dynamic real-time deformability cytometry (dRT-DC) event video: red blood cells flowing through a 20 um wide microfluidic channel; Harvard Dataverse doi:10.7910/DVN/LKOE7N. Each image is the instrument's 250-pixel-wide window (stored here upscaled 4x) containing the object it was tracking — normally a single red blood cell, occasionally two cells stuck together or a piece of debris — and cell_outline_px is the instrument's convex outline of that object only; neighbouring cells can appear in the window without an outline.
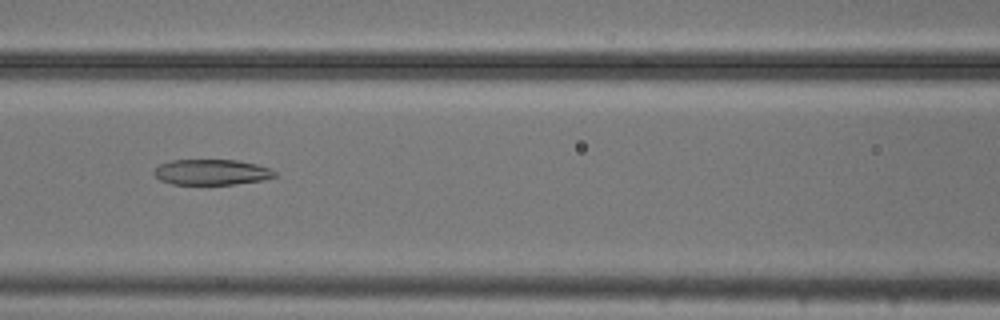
{"species": "common noctule bat (a hibernating species)", "species_latin": "Nyctalus noctula", "temperature_condition": "cold", "stored_images_in_passage": 53, "camera_frame_rate_fps": 3000, "um_per_image_px": 0.085, "animal": {"sex": "male", "body_mass_g": 20.5, "forearm_length_mm": 52.5}, "frame": {"image": 1, "passage_image": 23, "time_ms": 7.333, "image_size_px": [1000, 320], "cell_outline_px": [[276, 176], [264, 180], [236, 184], [172, 184], [160, 180], [152, 172], [160, 164], [172, 160], [240, 160], [256, 164], [268, 168], [276, 172]], "centroid_in_image_um": [17.99, 14.63], "position_along_channel_um": 148.6, "area_um2": 17.98}}
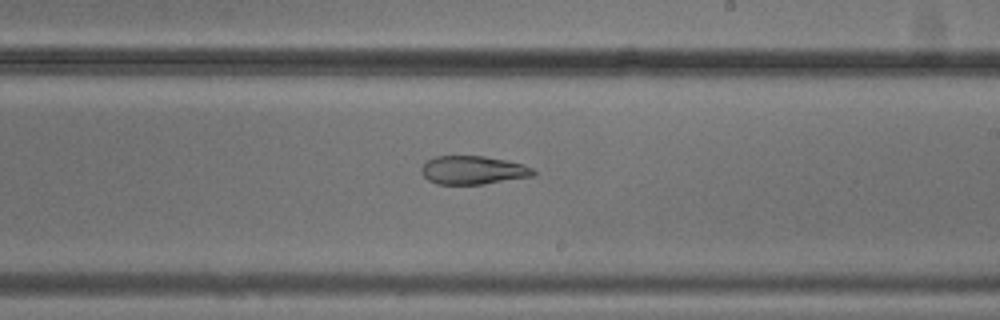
{"frame": {"image": 2, "passage_image": 31, "time_ms": 10.0, "image_size_px": [1000, 320], "cell_outline_px": [[536, 172], [532, 176], [484, 184], [436, 184], [428, 180], [420, 172], [420, 168], [424, 160], [436, 156], [484, 156], [508, 160], [524, 164], [532, 168]], "centroid_in_image_um": [40.16, 14.45], "position_along_channel_um": 248.8, "area_um2": 18.79}}
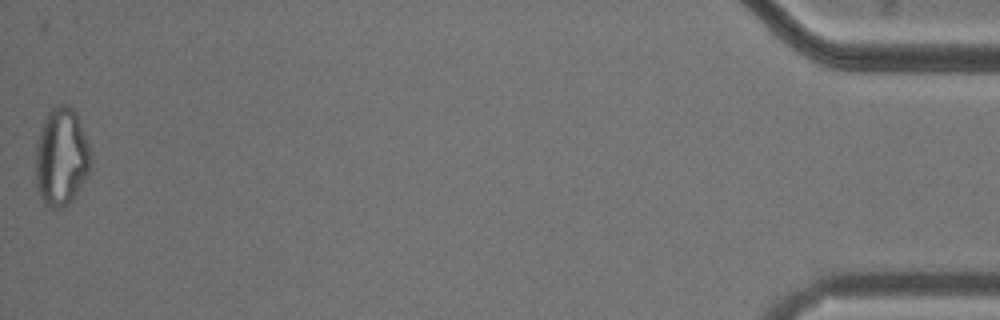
{"frame": {"image": 3, "passage_image": 53, "time_ms": 17.333, "image_size_px": [1000, 320], "cell_outline_px": [[92, 164], [88, 176], [72, 200], [64, 208], [52, 208], [44, 204], [36, 188], [36, 144], [40, 128], [48, 112], [56, 104], [64, 104], [72, 108], [76, 112], [88, 140], [92, 152]], "centroid_in_image_um": [5.24, 13.35], "position_along_channel_um": 430.0, "area_um2": 32.14}, "authors_computed_cell_mechanics": {"area_um2": 25.6054, "velocity_mm_per_s": 3.7678, "shape_relaxation_time_tau1_ms": null, "shape_relaxation_time_tau2_ms": 3.5714, "deformation_change_tau1": null, "deformation_change_tau2": 0.1059}}